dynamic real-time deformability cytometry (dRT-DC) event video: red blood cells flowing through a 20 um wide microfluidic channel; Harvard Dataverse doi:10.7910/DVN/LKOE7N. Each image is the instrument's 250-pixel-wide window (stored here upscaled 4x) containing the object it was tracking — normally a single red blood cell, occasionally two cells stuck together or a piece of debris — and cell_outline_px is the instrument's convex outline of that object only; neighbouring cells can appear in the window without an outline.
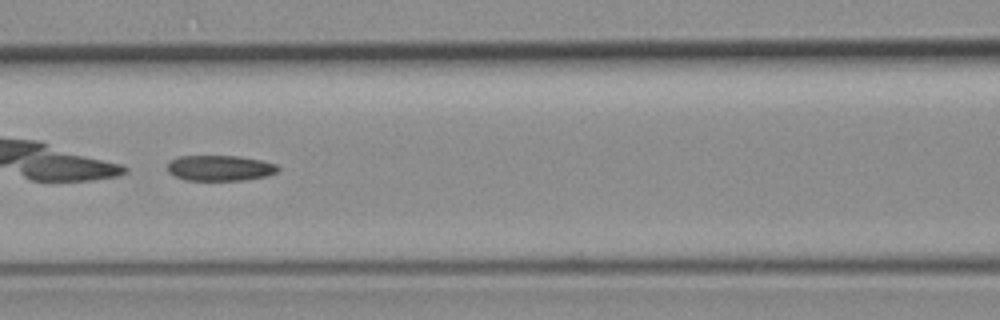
{"species": "common noctule bat (a hibernating species)", "species_latin": "Nyctalus noctula", "temperature_condition": "room temperature", "stored_images_in_passage": 55, "camera_frame_rate_fps": 3000, "um_per_image_px": 0.085, "animal": {"sex": "female", "body_mass_g": 19.3, "forearm_length_mm": 54.1}, "frame": {"image": 1, "passage_image": 24, "time_ms": 7.667, "image_size_px": [1000, 320], "cell_outline_px": [[280, 168], [276, 172], [268, 176], [244, 180], [184, 180], [168, 172], [168, 160], [180, 156], [240, 156], [260, 160], [276, 164]], "centroid_in_image_um": [18.69, 14.28], "position_along_channel_um": 147.9, "area_um2": 16.53}, "authors_computed_cell_mechanics": {"area_um2": 29.9982, "velocity_mm_per_s": 3.5979, "shape_relaxation_time_tau1_ms": null, "shape_relaxation_time_tau2_ms": 7.7022, "deformation_change_tau1": null, "deformation_change_tau2": 0.1559}}